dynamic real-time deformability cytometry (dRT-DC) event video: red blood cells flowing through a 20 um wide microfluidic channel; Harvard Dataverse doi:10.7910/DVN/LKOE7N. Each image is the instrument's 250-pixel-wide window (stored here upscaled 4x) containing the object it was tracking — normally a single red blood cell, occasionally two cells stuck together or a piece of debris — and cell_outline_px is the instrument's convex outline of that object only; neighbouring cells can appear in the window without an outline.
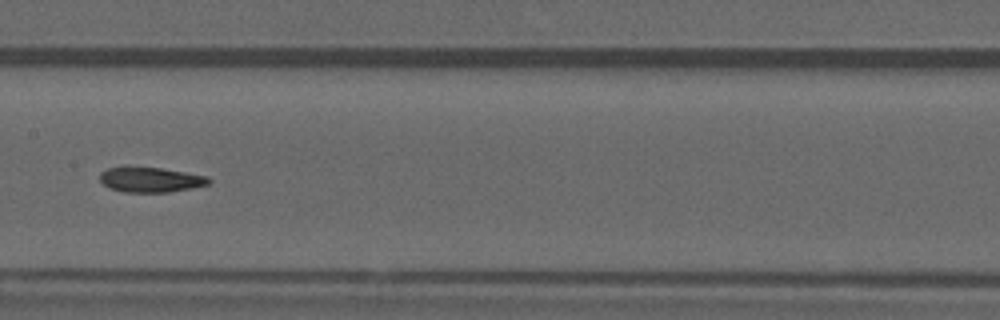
{"species": "common noctule bat (a hibernating species)", "species_latin": "Nyctalus noctula", "temperature_condition": "warm", "stored_images_in_passage": 32, "camera_frame_rate_fps": 3000, "um_per_image_px": 0.085, "animal": {"sex": "male", "forearm_length_mm": 52.5}, "frame": {"image": 1, "passage_image": 10, "time_ms": 3.0, "image_size_px": [1000, 320], "cell_outline_px": [[212, 180], [208, 184], [192, 188], [168, 192], [124, 192], [108, 188], [100, 180], [100, 172], [108, 168], [124, 164], [160, 168], [208, 176]], "centroid_in_image_um": [12.74, 15.24], "position_along_channel_um": 194.7, "area_um2": 16.36}}